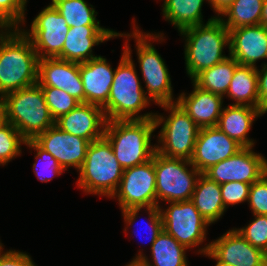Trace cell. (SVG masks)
<instances>
[{
  "instance_id": "cell-1",
  "label": "cell",
  "mask_w": 267,
  "mask_h": 266,
  "mask_svg": "<svg viewBox=\"0 0 267 266\" xmlns=\"http://www.w3.org/2000/svg\"><path fill=\"white\" fill-rule=\"evenodd\" d=\"M120 62L115 69L113 83L107 104L103 107L108 120H146L154 119L155 113L139 114L152 102L145 94L136 66L132 60V50L124 42Z\"/></svg>"
},
{
  "instance_id": "cell-2",
  "label": "cell",
  "mask_w": 267,
  "mask_h": 266,
  "mask_svg": "<svg viewBox=\"0 0 267 266\" xmlns=\"http://www.w3.org/2000/svg\"><path fill=\"white\" fill-rule=\"evenodd\" d=\"M38 61L21 29L0 30V95L37 84Z\"/></svg>"
},
{
  "instance_id": "cell-3",
  "label": "cell",
  "mask_w": 267,
  "mask_h": 266,
  "mask_svg": "<svg viewBox=\"0 0 267 266\" xmlns=\"http://www.w3.org/2000/svg\"><path fill=\"white\" fill-rule=\"evenodd\" d=\"M180 34L185 40L186 72L191 80L202 70L229 57L223 54L224 48L230 46L229 30L216 15L205 24L186 28Z\"/></svg>"
},
{
  "instance_id": "cell-4",
  "label": "cell",
  "mask_w": 267,
  "mask_h": 266,
  "mask_svg": "<svg viewBox=\"0 0 267 266\" xmlns=\"http://www.w3.org/2000/svg\"><path fill=\"white\" fill-rule=\"evenodd\" d=\"M156 129L154 119L108 120L104 137L121 167L127 169L152 159L156 144H151V138Z\"/></svg>"
},
{
  "instance_id": "cell-5",
  "label": "cell",
  "mask_w": 267,
  "mask_h": 266,
  "mask_svg": "<svg viewBox=\"0 0 267 266\" xmlns=\"http://www.w3.org/2000/svg\"><path fill=\"white\" fill-rule=\"evenodd\" d=\"M132 21L133 31L131 33H119L116 37H126L127 41L134 38L136 42V52L140 71L145 82V94L156 105L175 103L173 97V87L169 69L167 68L164 59L152 45L151 41H164V34L146 33L139 30V27ZM163 40V41H162Z\"/></svg>"
},
{
  "instance_id": "cell-6",
  "label": "cell",
  "mask_w": 267,
  "mask_h": 266,
  "mask_svg": "<svg viewBox=\"0 0 267 266\" xmlns=\"http://www.w3.org/2000/svg\"><path fill=\"white\" fill-rule=\"evenodd\" d=\"M123 170L110 142L103 136L90 142L85 161L78 170L77 186L87 194L111 198L119 186Z\"/></svg>"
},
{
  "instance_id": "cell-7",
  "label": "cell",
  "mask_w": 267,
  "mask_h": 266,
  "mask_svg": "<svg viewBox=\"0 0 267 266\" xmlns=\"http://www.w3.org/2000/svg\"><path fill=\"white\" fill-rule=\"evenodd\" d=\"M6 119L26 139H34L55 125L41 86L19 89L4 95Z\"/></svg>"
},
{
  "instance_id": "cell-8",
  "label": "cell",
  "mask_w": 267,
  "mask_h": 266,
  "mask_svg": "<svg viewBox=\"0 0 267 266\" xmlns=\"http://www.w3.org/2000/svg\"><path fill=\"white\" fill-rule=\"evenodd\" d=\"M159 106L167 112L169 110L170 114L164 117L155 113L156 128L162 125L157 136L156 151L166 157L190 161L200 128L177 102Z\"/></svg>"
},
{
  "instance_id": "cell-9",
  "label": "cell",
  "mask_w": 267,
  "mask_h": 266,
  "mask_svg": "<svg viewBox=\"0 0 267 266\" xmlns=\"http://www.w3.org/2000/svg\"><path fill=\"white\" fill-rule=\"evenodd\" d=\"M154 170L156 206H161L159 200L167 203L191 200L201 173L189 160L166 157L155 151Z\"/></svg>"
},
{
  "instance_id": "cell-10",
  "label": "cell",
  "mask_w": 267,
  "mask_h": 266,
  "mask_svg": "<svg viewBox=\"0 0 267 266\" xmlns=\"http://www.w3.org/2000/svg\"><path fill=\"white\" fill-rule=\"evenodd\" d=\"M164 210L159 207L163 230L187 249L198 247L206 240L210 224L196 209L191 200L169 202Z\"/></svg>"
},
{
  "instance_id": "cell-11",
  "label": "cell",
  "mask_w": 267,
  "mask_h": 266,
  "mask_svg": "<svg viewBox=\"0 0 267 266\" xmlns=\"http://www.w3.org/2000/svg\"><path fill=\"white\" fill-rule=\"evenodd\" d=\"M45 7L31 22V29L21 30L30 39L39 59L62 60V48L70 27L52 3Z\"/></svg>"
},
{
  "instance_id": "cell-12",
  "label": "cell",
  "mask_w": 267,
  "mask_h": 266,
  "mask_svg": "<svg viewBox=\"0 0 267 266\" xmlns=\"http://www.w3.org/2000/svg\"><path fill=\"white\" fill-rule=\"evenodd\" d=\"M111 198H117L121 210L156 206L154 154L146 163L123 170L119 186Z\"/></svg>"
},
{
  "instance_id": "cell-13",
  "label": "cell",
  "mask_w": 267,
  "mask_h": 266,
  "mask_svg": "<svg viewBox=\"0 0 267 266\" xmlns=\"http://www.w3.org/2000/svg\"><path fill=\"white\" fill-rule=\"evenodd\" d=\"M253 147H243L235 155L207 169L203 174L219 185L227 182L252 184L267 173V159Z\"/></svg>"
},
{
  "instance_id": "cell-14",
  "label": "cell",
  "mask_w": 267,
  "mask_h": 266,
  "mask_svg": "<svg viewBox=\"0 0 267 266\" xmlns=\"http://www.w3.org/2000/svg\"><path fill=\"white\" fill-rule=\"evenodd\" d=\"M207 251L220 262L230 266H267V254L252 246L235 228L199 248L198 254Z\"/></svg>"
},
{
  "instance_id": "cell-15",
  "label": "cell",
  "mask_w": 267,
  "mask_h": 266,
  "mask_svg": "<svg viewBox=\"0 0 267 266\" xmlns=\"http://www.w3.org/2000/svg\"><path fill=\"white\" fill-rule=\"evenodd\" d=\"M33 140L50 153L64 171L74 167L77 172L85 161L90 144L88 140L62 131L55 125L38 134Z\"/></svg>"
},
{
  "instance_id": "cell-16",
  "label": "cell",
  "mask_w": 267,
  "mask_h": 266,
  "mask_svg": "<svg viewBox=\"0 0 267 266\" xmlns=\"http://www.w3.org/2000/svg\"><path fill=\"white\" fill-rule=\"evenodd\" d=\"M243 147L228 137L217 126L199 129L191 164L204 173L211 166L230 158Z\"/></svg>"
},
{
  "instance_id": "cell-17",
  "label": "cell",
  "mask_w": 267,
  "mask_h": 266,
  "mask_svg": "<svg viewBox=\"0 0 267 266\" xmlns=\"http://www.w3.org/2000/svg\"><path fill=\"white\" fill-rule=\"evenodd\" d=\"M38 84L55 87L84 103V86L80 76V63L58 58H43L38 61Z\"/></svg>"
},
{
  "instance_id": "cell-18",
  "label": "cell",
  "mask_w": 267,
  "mask_h": 266,
  "mask_svg": "<svg viewBox=\"0 0 267 266\" xmlns=\"http://www.w3.org/2000/svg\"><path fill=\"white\" fill-rule=\"evenodd\" d=\"M229 44V56L239 65L257 68V61L267 59V27L259 24L231 29Z\"/></svg>"
},
{
  "instance_id": "cell-19",
  "label": "cell",
  "mask_w": 267,
  "mask_h": 266,
  "mask_svg": "<svg viewBox=\"0 0 267 266\" xmlns=\"http://www.w3.org/2000/svg\"><path fill=\"white\" fill-rule=\"evenodd\" d=\"M106 122L102 107L80 103L70 112L56 119L55 126L69 134L93 142L104 136Z\"/></svg>"
},
{
  "instance_id": "cell-20",
  "label": "cell",
  "mask_w": 267,
  "mask_h": 266,
  "mask_svg": "<svg viewBox=\"0 0 267 266\" xmlns=\"http://www.w3.org/2000/svg\"><path fill=\"white\" fill-rule=\"evenodd\" d=\"M117 32L102 26L70 27L62 48V60L82 63L94 59L95 45L116 38Z\"/></svg>"
},
{
  "instance_id": "cell-21",
  "label": "cell",
  "mask_w": 267,
  "mask_h": 266,
  "mask_svg": "<svg viewBox=\"0 0 267 266\" xmlns=\"http://www.w3.org/2000/svg\"><path fill=\"white\" fill-rule=\"evenodd\" d=\"M115 69L103 56L80 63V76L84 86V103L99 107L107 104Z\"/></svg>"
},
{
  "instance_id": "cell-22",
  "label": "cell",
  "mask_w": 267,
  "mask_h": 266,
  "mask_svg": "<svg viewBox=\"0 0 267 266\" xmlns=\"http://www.w3.org/2000/svg\"><path fill=\"white\" fill-rule=\"evenodd\" d=\"M192 85V92L187 95L182 92L176 102L199 128L216 126L224 107L223 96Z\"/></svg>"
},
{
  "instance_id": "cell-23",
  "label": "cell",
  "mask_w": 267,
  "mask_h": 266,
  "mask_svg": "<svg viewBox=\"0 0 267 266\" xmlns=\"http://www.w3.org/2000/svg\"><path fill=\"white\" fill-rule=\"evenodd\" d=\"M263 115L259 108L229 104L222 109L216 126L242 147H254L255 141L247 136L257 117Z\"/></svg>"
},
{
  "instance_id": "cell-24",
  "label": "cell",
  "mask_w": 267,
  "mask_h": 266,
  "mask_svg": "<svg viewBox=\"0 0 267 266\" xmlns=\"http://www.w3.org/2000/svg\"><path fill=\"white\" fill-rule=\"evenodd\" d=\"M191 201L210 225L222 218L226 211L220 185L203 173L197 179Z\"/></svg>"
},
{
  "instance_id": "cell-25",
  "label": "cell",
  "mask_w": 267,
  "mask_h": 266,
  "mask_svg": "<svg viewBox=\"0 0 267 266\" xmlns=\"http://www.w3.org/2000/svg\"><path fill=\"white\" fill-rule=\"evenodd\" d=\"M226 97L235 102L230 105L252 106L260 109L257 68L238 65L234 71Z\"/></svg>"
},
{
  "instance_id": "cell-26",
  "label": "cell",
  "mask_w": 267,
  "mask_h": 266,
  "mask_svg": "<svg viewBox=\"0 0 267 266\" xmlns=\"http://www.w3.org/2000/svg\"><path fill=\"white\" fill-rule=\"evenodd\" d=\"M150 250L151 260L142 251H138L134 258H142L151 266H188L187 248L164 230L156 237Z\"/></svg>"
},
{
  "instance_id": "cell-27",
  "label": "cell",
  "mask_w": 267,
  "mask_h": 266,
  "mask_svg": "<svg viewBox=\"0 0 267 266\" xmlns=\"http://www.w3.org/2000/svg\"><path fill=\"white\" fill-rule=\"evenodd\" d=\"M162 14L165 21L170 22L179 32L205 24L202 6L205 0H163ZM209 3V0H206Z\"/></svg>"
},
{
  "instance_id": "cell-28",
  "label": "cell",
  "mask_w": 267,
  "mask_h": 266,
  "mask_svg": "<svg viewBox=\"0 0 267 266\" xmlns=\"http://www.w3.org/2000/svg\"><path fill=\"white\" fill-rule=\"evenodd\" d=\"M238 65L236 60L229 56L221 63L202 70L192 79V83L202 90L225 97Z\"/></svg>"
},
{
  "instance_id": "cell-29",
  "label": "cell",
  "mask_w": 267,
  "mask_h": 266,
  "mask_svg": "<svg viewBox=\"0 0 267 266\" xmlns=\"http://www.w3.org/2000/svg\"><path fill=\"white\" fill-rule=\"evenodd\" d=\"M264 0H234L219 16L228 30L261 24ZM226 18V19H224Z\"/></svg>"
},
{
  "instance_id": "cell-30",
  "label": "cell",
  "mask_w": 267,
  "mask_h": 266,
  "mask_svg": "<svg viewBox=\"0 0 267 266\" xmlns=\"http://www.w3.org/2000/svg\"><path fill=\"white\" fill-rule=\"evenodd\" d=\"M69 27L100 26L94 6L85 0H51ZM91 6V7H89Z\"/></svg>"
},
{
  "instance_id": "cell-31",
  "label": "cell",
  "mask_w": 267,
  "mask_h": 266,
  "mask_svg": "<svg viewBox=\"0 0 267 266\" xmlns=\"http://www.w3.org/2000/svg\"><path fill=\"white\" fill-rule=\"evenodd\" d=\"M24 145H26L27 148L29 147V149H34V151L37 153L35 154L36 161L33 163L32 168L34 170V174L42 183H47L54 176L61 175L63 172H65L59 165L58 161L50 153L42 149L33 139L26 140Z\"/></svg>"
},
{
  "instance_id": "cell-32",
  "label": "cell",
  "mask_w": 267,
  "mask_h": 266,
  "mask_svg": "<svg viewBox=\"0 0 267 266\" xmlns=\"http://www.w3.org/2000/svg\"><path fill=\"white\" fill-rule=\"evenodd\" d=\"M26 143V139L11 124L6 123L0 128V166L7 165L12 159L22 153L21 145Z\"/></svg>"
},
{
  "instance_id": "cell-33",
  "label": "cell",
  "mask_w": 267,
  "mask_h": 266,
  "mask_svg": "<svg viewBox=\"0 0 267 266\" xmlns=\"http://www.w3.org/2000/svg\"><path fill=\"white\" fill-rule=\"evenodd\" d=\"M28 0H0V30H17L25 24ZM20 24V25H19ZM20 26V27H19Z\"/></svg>"
},
{
  "instance_id": "cell-34",
  "label": "cell",
  "mask_w": 267,
  "mask_h": 266,
  "mask_svg": "<svg viewBox=\"0 0 267 266\" xmlns=\"http://www.w3.org/2000/svg\"><path fill=\"white\" fill-rule=\"evenodd\" d=\"M45 102L54 120L67 114L80 104V102L66 93L64 90L55 87H41Z\"/></svg>"
},
{
  "instance_id": "cell-35",
  "label": "cell",
  "mask_w": 267,
  "mask_h": 266,
  "mask_svg": "<svg viewBox=\"0 0 267 266\" xmlns=\"http://www.w3.org/2000/svg\"><path fill=\"white\" fill-rule=\"evenodd\" d=\"M160 206H151V207H146V208H129L122 211V216L124 218V222L126 224V228H124V232L128 230V227L132 226L137 217H139L138 213L141 212L142 209H145L149 215V229H150V248L153 242L156 240V237L162 232L163 230V223H162V217L160 213ZM137 223V222H136ZM135 232V231H134ZM137 235V234H136Z\"/></svg>"
},
{
  "instance_id": "cell-36",
  "label": "cell",
  "mask_w": 267,
  "mask_h": 266,
  "mask_svg": "<svg viewBox=\"0 0 267 266\" xmlns=\"http://www.w3.org/2000/svg\"><path fill=\"white\" fill-rule=\"evenodd\" d=\"M249 224L242 228H235L252 246L263 250L267 254V215H255Z\"/></svg>"
},
{
  "instance_id": "cell-37",
  "label": "cell",
  "mask_w": 267,
  "mask_h": 266,
  "mask_svg": "<svg viewBox=\"0 0 267 266\" xmlns=\"http://www.w3.org/2000/svg\"><path fill=\"white\" fill-rule=\"evenodd\" d=\"M247 202L253 214L267 215V173L251 184Z\"/></svg>"
},
{
  "instance_id": "cell-38",
  "label": "cell",
  "mask_w": 267,
  "mask_h": 266,
  "mask_svg": "<svg viewBox=\"0 0 267 266\" xmlns=\"http://www.w3.org/2000/svg\"><path fill=\"white\" fill-rule=\"evenodd\" d=\"M251 184L242 182H227L220 185L222 193V201L225 210L229 206H235L239 203L248 201Z\"/></svg>"
},
{
  "instance_id": "cell-39",
  "label": "cell",
  "mask_w": 267,
  "mask_h": 266,
  "mask_svg": "<svg viewBox=\"0 0 267 266\" xmlns=\"http://www.w3.org/2000/svg\"><path fill=\"white\" fill-rule=\"evenodd\" d=\"M0 266H37L30 255L10 249L0 253Z\"/></svg>"
},
{
  "instance_id": "cell-40",
  "label": "cell",
  "mask_w": 267,
  "mask_h": 266,
  "mask_svg": "<svg viewBox=\"0 0 267 266\" xmlns=\"http://www.w3.org/2000/svg\"><path fill=\"white\" fill-rule=\"evenodd\" d=\"M262 69L257 68L258 76V98L260 109L267 113V63L261 64Z\"/></svg>"
},
{
  "instance_id": "cell-41",
  "label": "cell",
  "mask_w": 267,
  "mask_h": 266,
  "mask_svg": "<svg viewBox=\"0 0 267 266\" xmlns=\"http://www.w3.org/2000/svg\"><path fill=\"white\" fill-rule=\"evenodd\" d=\"M233 2L234 0H209V5L213 8L216 16L219 17Z\"/></svg>"
},
{
  "instance_id": "cell-42",
  "label": "cell",
  "mask_w": 267,
  "mask_h": 266,
  "mask_svg": "<svg viewBox=\"0 0 267 266\" xmlns=\"http://www.w3.org/2000/svg\"><path fill=\"white\" fill-rule=\"evenodd\" d=\"M7 123L4 96L0 95V128Z\"/></svg>"
},
{
  "instance_id": "cell-43",
  "label": "cell",
  "mask_w": 267,
  "mask_h": 266,
  "mask_svg": "<svg viewBox=\"0 0 267 266\" xmlns=\"http://www.w3.org/2000/svg\"><path fill=\"white\" fill-rule=\"evenodd\" d=\"M261 25L267 27V0L263 1L262 12H261Z\"/></svg>"
},
{
  "instance_id": "cell-44",
  "label": "cell",
  "mask_w": 267,
  "mask_h": 266,
  "mask_svg": "<svg viewBox=\"0 0 267 266\" xmlns=\"http://www.w3.org/2000/svg\"><path fill=\"white\" fill-rule=\"evenodd\" d=\"M125 266H151L147 262H145L142 258H133L130 263H127Z\"/></svg>"
},
{
  "instance_id": "cell-45",
  "label": "cell",
  "mask_w": 267,
  "mask_h": 266,
  "mask_svg": "<svg viewBox=\"0 0 267 266\" xmlns=\"http://www.w3.org/2000/svg\"><path fill=\"white\" fill-rule=\"evenodd\" d=\"M203 255L208 256L209 258H212L213 260H216V265L215 266H230L228 264L222 263L219 260H217L209 251L205 252Z\"/></svg>"
},
{
  "instance_id": "cell-46",
  "label": "cell",
  "mask_w": 267,
  "mask_h": 266,
  "mask_svg": "<svg viewBox=\"0 0 267 266\" xmlns=\"http://www.w3.org/2000/svg\"><path fill=\"white\" fill-rule=\"evenodd\" d=\"M3 244H2V242L0 241V253L3 251Z\"/></svg>"
}]
</instances>
